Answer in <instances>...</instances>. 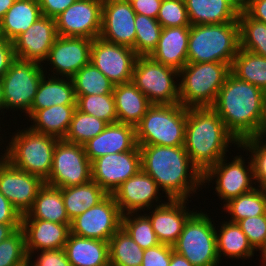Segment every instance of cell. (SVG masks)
I'll return each instance as SVG.
<instances>
[{"label": "cell", "instance_id": "61", "mask_svg": "<svg viewBox=\"0 0 266 266\" xmlns=\"http://www.w3.org/2000/svg\"><path fill=\"white\" fill-rule=\"evenodd\" d=\"M262 260V266H266V242L263 249L260 251Z\"/></svg>", "mask_w": 266, "mask_h": 266}, {"label": "cell", "instance_id": "55", "mask_svg": "<svg viewBox=\"0 0 266 266\" xmlns=\"http://www.w3.org/2000/svg\"><path fill=\"white\" fill-rule=\"evenodd\" d=\"M19 228H21V224H0V242L7 239Z\"/></svg>", "mask_w": 266, "mask_h": 266}, {"label": "cell", "instance_id": "27", "mask_svg": "<svg viewBox=\"0 0 266 266\" xmlns=\"http://www.w3.org/2000/svg\"><path fill=\"white\" fill-rule=\"evenodd\" d=\"M45 75L40 80L30 111L25 115L29 118L39 109L54 105H76L77 98L71 78L56 76L47 78Z\"/></svg>", "mask_w": 266, "mask_h": 266}, {"label": "cell", "instance_id": "52", "mask_svg": "<svg viewBox=\"0 0 266 266\" xmlns=\"http://www.w3.org/2000/svg\"><path fill=\"white\" fill-rule=\"evenodd\" d=\"M162 1L163 0H135L131 2V6L136 14L157 19Z\"/></svg>", "mask_w": 266, "mask_h": 266}, {"label": "cell", "instance_id": "33", "mask_svg": "<svg viewBox=\"0 0 266 266\" xmlns=\"http://www.w3.org/2000/svg\"><path fill=\"white\" fill-rule=\"evenodd\" d=\"M61 193L70 220L96 206L109 195L93 180L82 185L61 188Z\"/></svg>", "mask_w": 266, "mask_h": 266}, {"label": "cell", "instance_id": "53", "mask_svg": "<svg viewBox=\"0 0 266 266\" xmlns=\"http://www.w3.org/2000/svg\"><path fill=\"white\" fill-rule=\"evenodd\" d=\"M15 59L13 42L5 38L0 39V79Z\"/></svg>", "mask_w": 266, "mask_h": 266}, {"label": "cell", "instance_id": "9", "mask_svg": "<svg viewBox=\"0 0 266 266\" xmlns=\"http://www.w3.org/2000/svg\"><path fill=\"white\" fill-rule=\"evenodd\" d=\"M179 71L150 56H137L131 82L152 105H170L179 101ZM175 79V80H174Z\"/></svg>", "mask_w": 266, "mask_h": 266}, {"label": "cell", "instance_id": "31", "mask_svg": "<svg viewBox=\"0 0 266 266\" xmlns=\"http://www.w3.org/2000/svg\"><path fill=\"white\" fill-rule=\"evenodd\" d=\"M22 219H40L71 224L65 209L61 188L44 183L39 189L31 210L23 215Z\"/></svg>", "mask_w": 266, "mask_h": 266}, {"label": "cell", "instance_id": "15", "mask_svg": "<svg viewBox=\"0 0 266 266\" xmlns=\"http://www.w3.org/2000/svg\"><path fill=\"white\" fill-rule=\"evenodd\" d=\"M136 59L130 47L100 37L92 41L90 62L115 85L131 82Z\"/></svg>", "mask_w": 266, "mask_h": 266}, {"label": "cell", "instance_id": "58", "mask_svg": "<svg viewBox=\"0 0 266 266\" xmlns=\"http://www.w3.org/2000/svg\"><path fill=\"white\" fill-rule=\"evenodd\" d=\"M257 137H262V138L266 137V99H265L264 119H263L262 126L258 132Z\"/></svg>", "mask_w": 266, "mask_h": 266}, {"label": "cell", "instance_id": "24", "mask_svg": "<svg viewBox=\"0 0 266 266\" xmlns=\"http://www.w3.org/2000/svg\"><path fill=\"white\" fill-rule=\"evenodd\" d=\"M83 146L90 162L106 154L134 150L138 146L135 126L119 122L108 124L99 135Z\"/></svg>", "mask_w": 266, "mask_h": 266}, {"label": "cell", "instance_id": "8", "mask_svg": "<svg viewBox=\"0 0 266 266\" xmlns=\"http://www.w3.org/2000/svg\"><path fill=\"white\" fill-rule=\"evenodd\" d=\"M207 212L195 211L184 224L173 250L193 266H219L216 226Z\"/></svg>", "mask_w": 266, "mask_h": 266}, {"label": "cell", "instance_id": "47", "mask_svg": "<svg viewBox=\"0 0 266 266\" xmlns=\"http://www.w3.org/2000/svg\"><path fill=\"white\" fill-rule=\"evenodd\" d=\"M255 251H261L266 242V214L244 218L237 222Z\"/></svg>", "mask_w": 266, "mask_h": 266}, {"label": "cell", "instance_id": "10", "mask_svg": "<svg viewBox=\"0 0 266 266\" xmlns=\"http://www.w3.org/2000/svg\"><path fill=\"white\" fill-rule=\"evenodd\" d=\"M43 65L17 58L11 63L10 68L1 78L6 110L16 108L25 114L30 111L40 80L44 73H47Z\"/></svg>", "mask_w": 266, "mask_h": 266}, {"label": "cell", "instance_id": "56", "mask_svg": "<svg viewBox=\"0 0 266 266\" xmlns=\"http://www.w3.org/2000/svg\"><path fill=\"white\" fill-rule=\"evenodd\" d=\"M169 266H193L184 256L172 251Z\"/></svg>", "mask_w": 266, "mask_h": 266}, {"label": "cell", "instance_id": "5", "mask_svg": "<svg viewBox=\"0 0 266 266\" xmlns=\"http://www.w3.org/2000/svg\"><path fill=\"white\" fill-rule=\"evenodd\" d=\"M58 140L56 137L33 131L29 127L24 130L18 129L1 156L12 166L39 176L45 181L52 169L53 153Z\"/></svg>", "mask_w": 266, "mask_h": 266}, {"label": "cell", "instance_id": "51", "mask_svg": "<svg viewBox=\"0 0 266 266\" xmlns=\"http://www.w3.org/2000/svg\"><path fill=\"white\" fill-rule=\"evenodd\" d=\"M22 216L0 192V224H21Z\"/></svg>", "mask_w": 266, "mask_h": 266}, {"label": "cell", "instance_id": "22", "mask_svg": "<svg viewBox=\"0 0 266 266\" xmlns=\"http://www.w3.org/2000/svg\"><path fill=\"white\" fill-rule=\"evenodd\" d=\"M167 201L159 203V206L153 208L154 211L149 212L151 214L146 215L160 243L173 246L194 210L187 209L186 203L189 200L168 199Z\"/></svg>", "mask_w": 266, "mask_h": 266}, {"label": "cell", "instance_id": "48", "mask_svg": "<svg viewBox=\"0 0 266 266\" xmlns=\"http://www.w3.org/2000/svg\"><path fill=\"white\" fill-rule=\"evenodd\" d=\"M172 251L173 246L166 244L144 249L141 266H169Z\"/></svg>", "mask_w": 266, "mask_h": 266}, {"label": "cell", "instance_id": "21", "mask_svg": "<svg viewBox=\"0 0 266 266\" xmlns=\"http://www.w3.org/2000/svg\"><path fill=\"white\" fill-rule=\"evenodd\" d=\"M57 36L56 20L42 16L13 41L15 57L44 63Z\"/></svg>", "mask_w": 266, "mask_h": 266}, {"label": "cell", "instance_id": "60", "mask_svg": "<svg viewBox=\"0 0 266 266\" xmlns=\"http://www.w3.org/2000/svg\"><path fill=\"white\" fill-rule=\"evenodd\" d=\"M240 11L243 10L246 0H230Z\"/></svg>", "mask_w": 266, "mask_h": 266}, {"label": "cell", "instance_id": "14", "mask_svg": "<svg viewBox=\"0 0 266 266\" xmlns=\"http://www.w3.org/2000/svg\"><path fill=\"white\" fill-rule=\"evenodd\" d=\"M103 0H76L56 20L58 36L95 39L100 36Z\"/></svg>", "mask_w": 266, "mask_h": 266}, {"label": "cell", "instance_id": "2", "mask_svg": "<svg viewBox=\"0 0 266 266\" xmlns=\"http://www.w3.org/2000/svg\"><path fill=\"white\" fill-rule=\"evenodd\" d=\"M265 99L266 93L262 89L230 72L211 108L241 143L257 137L264 119Z\"/></svg>", "mask_w": 266, "mask_h": 266}, {"label": "cell", "instance_id": "39", "mask_svg": "<svg viewBox=\"0 0 266 266\" xmlns=\"http://www.w3.org/2000/svg\"><path fill=\"white\" fill-rule=\"evenodd\" d=\"M240 48L266 57V24L251 18L244 10L238 15Z\"/></svg>", "mask_w": 266, "mask_h": 266}, {"label": "cell", "instance_id": "29", "mask_svg": "<svg viewBox=\"0 0 266 266\" xmlns=\"http://www.w3.org/2000/svg\"><path fill=\"white\" fill-rule=\"evenodd\" d=\"M191 25L238 21L240 10L230 0H184Z\"/></svg>", "mask_w": 266, "mask_h": 266}, {"label": "cell", "instance_id": "30", "mask_svg": "<svg viewBox=\"0 0 266 266\" xmlns=\"http://www.w3.org/2000/svg\"><path fill=\"white\" fill-rule=\"evenodd\" d=\"M42 16L38 0H15L0 20L1 35L13 42Z\"/></svg>", "mask_w": 266, "mask_h": 266}, {"label": "cell", "instance_id": "59", "mask_svg": "<svg viewBox=\"0 0 266 266\" xmlns=\"http://www.w3.org/2000/svg\"><path fill=\"white\" fill-rule=\"evenodd\" d=\"M5 109L4 107V98H3V85H2V81L0 79V111H1V114L3 112V110Z\"/></svg>", "mask_w": 266, "mask_h": 266}, {"label": "cell", "instance_id": "62", "mask_svg": "<svg viewBox=\"0 0 266 266\" xmlns=\"http://www.w3.org/2000/svg\"><path fill=\"white\" fill-rule=\"evenodd\" d=\"M124 1H127L128 3H131V2H133L135 0H124Z\"/></svg>", "mask_w": 266, "mask_h": 266}, {"label": "cell", "instance_id": "46", "mask_svg": "<svg viewBox=\"0 0 266 266\" xmlns=\"http://www.w3.org/2000/svg\"><path fill=\"white\" fill-rule=\"evenodd\" d=\"M162 28L191 26L184 0H163L157 17Z\"/></svg>", "mask_w": 266, "mask_h": 266}, {"label": "cell", "instance_id": "19", "mask_svg": "<svg viewBox=\"0 0 266 266\" xmlns=\"http://www.w3.org/2000/svg\"><path fill=\"white\" fill-rule=\"evenodd\" d=\"M136 13L124 0H103L100 38L135 51Z\"/></svg>", "mask_w": 266, "mask_h": 266}, {"label": "cell", "instance_id": "28", "mask_svg": "<svg viewBox=\"0 0 266 266\" xmlns=\"http://www.w3.org/2000/svg\"><path fill=\"white\" fill-rule=\"evenodd\" d=\"M113 96L119 123L136 126L152 106L132 82L115 85Z\"/></svg>", "mask_w": 266, "mask_h": 266}, {"label": "cell", "instance_id": "37", "mask_svg": "<svg viewBox=\"0 0 266 266\" xmlns=\"http://www.w3.org/2000/svg\"><path fill=\"white\" fill-rule=\"evenodd\" d=\"M143 252L122 227L109 240L110 266H141Z\"/></svg>", "mask_w": 266, "mask_h": 266}, {"label": "cell", "instance_id": "25", "mask_svg": "<svg viewBox=\"0 0 266 266\" xmlns=\"http://www.w3.org/2000/svg\"><path fill=\"white\" fill-rule=\"evenodd\" d=\"M190 26L162 28L160 38L150 57L180 71L187 64Z\"/></svg>", "mask_w": 266, "mask_h": 266}, {"label": "cell", "instance_id": "20", "mask_svg": "<svg viewBox=\"0 0 266 266\" xmlns=\"http://www.w3.org/2000/svg\"><path fill=\"white\" fill-rule=\"evenodd\" d=\"M159 191L155 180L141 169L123 182L112 195L121 213L125 215L137 213L140 210L150 211L153 207L159 206L158 203L161 202L159 199L161 197L162 200L163 197L160 196ZM154 201L157 203L156 205H154Z\"/></svg>", "mask_w": 266, "mask_h": 266}, {"label": "cell", "instance_id": "41", "mask_svg": "<svg viewBox=\"0 0 266 266\" xmlns=\"http://www.w3.org/2000/svg\"><path fill=\"white\" fill-rule=\"evenodd\" d=\"M76 108L83 113L93 115L107 124L118 122L113 94L76 95Z\"/></svg>", "mask_w": 266, "mask_h": 266}, {"label": "cell", "instance_id": "13", "mask_svg": "<svg viewBox=\"0 0 266 266\" xmlns=\"http://www.w3.org/2000/svg\"><path fill=\"white\" fill-rule=\"evenodd\" d=\"M122 215L114 196L109 194L99 204L72 219L70 233L109 242L122 227Z\"/></svg>", "mask_w": 266, "mask_h": 266}, {"label": "cell", "instance_id": "18", "mask_svg": "<svg viewBox=\"0 0 266 266\" xmlns=\"http://www.w3.org/2000/svg\"><path fill=\"white\" fill-rule=\"evenodd\" d=\"M92 41L81 37L57 36L44 62L51 64V76L72 78L89 64Z\"/></svg>", "mask_w": 266, "mask_h": 266}, {"label": "cell", "instance_id": "44", "mask_svg": "<svg viewBox=\"0 0 266 266\" xmlns=\"http://www.w3.org/2000/svg\"><path fill=\"white\" fill-rule=\"evenodd\" d=\"M0 266H28V254L21 228L0 242Z\"/></svg>", "mask_w": 266, "mask_h": 266}, {"label": "cell", "instance_id": "43", "mask_svg": "<svg viewBox=\"0 0 266 266\" xmlns=\"http://www.w3.org/2000/svg\"><path fill=\"white\" fill-rule=\"evenodd\" d=\"M122 228L143 250L161 244L146 213L122 215Z\"/></svg>", "mask_w": 266, "mask_h": 266}, {"label": "cell", "instance_id": "38", "mask_svg": "<svg viewBox=\"0 0 266 266\" xmlns=\"http://www.w3.org/2000/svg\"><path fill=\"white\" fill-rule=\"evenodd\" d=\"M75 95L113 94L115 84L112 83L91 62L83 66L72 78Z\"/></svg>", "mask_w": 266, "mask_h": 266}, {"label": "cell", "instance_id": "23", "mask_svg": "<svg viewBox=\"0 0 266 266\" xmlns=\"http://www.w3.org/2000/svg\"><path fill=\"white\" fill-rule=\"evenodd\" d=\"M28 260L42 250L64 248L70 234V224H60L40 219H21Z\"/></svg>", "mask_w": 266, "mask_h": 266}, {"label": "cell", "instance_id": "11", "mask_svg": "<svg viewBox=\"0 0 266 266\" xmlns=\"http://www.w3.org/2000/svg\"><path fill=\"white\" fill-rule=\"evenodd\" d=\"M91 180V162L84 146L59 139L53 153L52 169L45 183L64 188L82 185Z\"/></svg>", "mask_w": 266, "mask_h": 266}, {"label": "cell", "instance_id": "54", "mask_svg": "<svg viewBox=\"0 0 266 266\" xmlns=\"http://www.w3.org/2000/svg\"><path fill=\"white\" fill-rule=\"evenodd\" d=\"M243 10L251 18L266 24V0H246Z\"/></svg>", "mask_w": 266, "mask_h": 266}, {"label": "cell", "instance_id": "7", "mask_svg": "<svg viewBox=\"0 0 266 266\" xmlns=\"http://www.w3.org/2000/svg\"><path fill=\"white\" fill-rule=\"evenodd\" d=\"M188 107L152 105L135 126L137 145L184 146Z\"/></svg>", "mask_w": 266, "mask_h": 266}, {"label": "cell", "instance_id": "45", "mask_svg": "<svg viewBox=\"0 0 266 266\" xmlns=\"http://www.w3.org/2000/svg\"><path fill=\"white\" fill-rule=\"evenodd\" d=\"M266 138L252 137L240 143L238 148L249 151L253 162L257 186L266 188Z\"/></svg>", "mask_w": 266, "mask_h": 266}, {"label": "cell", "instance_id": "26", "mask_svg": "<svg viewBox=\"0 0 266 266\" xmlns=\"http://www.w3.org/2000/svg\"><path fill=\"white\" fill-rule=\"evenodd\" d=\"M64 250L72 266H110L109 242L69 234Z\"/></svg>", "mask_w": 266, "mask_h": 266}, {"label": "cell", "instance_id": "32", "mask_svg": "<svg viewBox=\"0 0 266 266\" xmlns=\"http://www.w3.org/2000/svg\"><path fill=\"white\" fill-rule=\"evenodd\" d=\"M76 105H54L37 110L29 119L33 131L44 133L57 139H64L70 128Z\"/></svg>", "mask_w": 266, "mask_h": 266}, {"label": "cell", "instance_id": "16", "mask_svg": "<svg viewBox=\"0 0 266 266\" xmlns=\"http://www.w3.org/2000/svg\"><path fill=\"white\" fill-rule=\"evenodd\" d=\"M141 169L139 146L127 152L106 154L91 162L92 180L108 194Z\"/></svg>", "mask_w": 266, "mask_h": 266}, {"label": "cell", "instance_id": "6", "mask_svg": "<svg viewBox=\"0 0 266 266\" xmlns=\"http://www.w3.org/2000/svg\"><path fill=\"white\" fill-rule=\"evenodd\" d=\"M230 73L224 62L187 63L180 71L179 101L184 107H211Z\"/></svg>", "mask_w": 266, "mask_h": 266}, {"label": "cell", "instance_id": "1", "mask_svg": "<svg viewBox=\"0 0 266 266\" xmlns=\"http://www.w3.org/2000/svg\"><path fill=\"white\" fill-rule=\"evenodd\" d=\"M138 146L142 170L164 191L166 200H188L203 186V174L191 162L184 146Z\"/></svg>", "mask_w": 266, "mask_h": 266}, {"label": "cell", "instance_id": "57", "mask_svg": "<svg viewBox=\"0 0 266 266\" xmlns=\"http://www.w3.org/2000/svg\"><path fill=\"white\" fill-rule=\"evenodd\" d=\"M15 0H0V20L13 5Z\"/></svg>", "mask_w": 266, "mask_h": 266}, {"label": "cell", "instance_id": "42", "mask_svg": "<svg viewBox=\"0 0 266 266\" xmlns=\"http://www.w3.org/2000/svg\"><path fill=\"white\" fill-rule=\"evenodd\" d=\"M135 53L137 56H150L157 47L162 26L157 19L136 14Z\"/></svg>", "mask_w": 266, "mask_h": 266}, {"label": "cell", "instance_id": "34", "mask_svg": "<svg viewBox=\"0 0 266 266\" xmlns=\"http://www.w3.org/2000/svg\"><path fill=\"white\" fill-rule=\"evenodd\" d=\"M216 229L217 255L221 261V256L249 260L254 256L255 250L250 245L247 236L237 223L224 220L220 229Z\"/></svg>", "mask_w": 266, "mask_h": 266}, {"label": "cell", "instance_id": "12", "mask_svg": "<svg viewBox=\"0 0 266 266\" xmlns=\"http://www.w3.org/2000/svg\"><path fill=\"white\" fill-rule=\"evenodd\" d=\"M248 158L250 162L248 161L246 166L245 158L241 155H236L229 163H226L228 160L223 157L203 173V185H209L215 179V191L221 201L224 200L223 203L253 190L256 188L253 162L250 155Z\"/></svg>", "mask_w": 266, "mask_h": 266}, {"label": "cell", "instance_id": "4", "mask_svg": "<svg viewBox=\"0 0 266 266\" xmlns=\"http://www.w3.org/2000/svg\"><path fill=\"white\" fill-rule=\"evenodd\" d=\"M239 48L238 21L191 25L187 63L224 62L231 67Z\"/></svg>", "mask_w": 266, "mask_h": 266}, {"label": "cell", "instance_id": "17", "mask_svg": "<svg viewBox=\"0 0 266 266\" xmlns=\"http://www.w3.org/2000/svg\"><path fill=\"white\" fill-rule=\"evenodd\" d=\"M0 157V192L23 216L31 210L45 181L12 166L5 158Z\"/></svg>", "mask_w": 266, "mask_h": 266}, {"label": "cell", "instance_id": "49", "mask_svg": "<svg viewBox=\"0 0 266 266\" xmlns=\"http://www.w3.org/2000/svg\"><path fill=\"white\" fill-rule=\"evenodd\" d=\"M38 254L35 261H33L34 263L28 260V266H72L67 259L64 248L42 250L38 251Z\"/></svg>", "mask_w": 266, "mask_h": 266}, {"label": "cell", "instance_id": "50", "mask_svg": "<svg viewBox=\"0 0 266 266\" xmlns=\"http://www.w3.org/2000/svg\"><path fill=\"white\" fill-rule=\"evenodd\" d=\"M76 0H38L43 16L56 18Z\"/></svg>", "mask_w": 266, "mask_h": 266}, {"label": "cell", "instance_id": "3", "mask_svg": "<svg viewBox=\"0 0 266 266\" xmlns=\"http://www.w3.org/2000/svg\"><path fill=\"white\" fill-rule=\"evenodd\" d=\"M229 142L240 146L211 107H188L184 148L202 174L228 157V147L232 146Z\"/></svg>", "mask_w": 266, "mask_h": 266}, {"label": "cell", "instance_id": "40", "mask_svg": "<svg viewBox=\"0 0 266 266\" xmlns=\"http://www.w3.org/2000/svg\"><path fill=\"white\" fill-rule=\"evenodd\" d=\"M108 124L93 115L74 111L70 128L64 140L70 143L84 145L90 139L99 135Z\"/></svg>", "mask_w": 266, "mask_h": 266}, {"label": "cell", "instance_id": "35", "mask_svg": "<svg viewBox=\"0 0 266 266\" xmlns=\"http://www.w3.org/2000/svg\"><path fill=\"white\" fill-rule=\"evenodd\" d=\"M230 72L266 93V57L239 48Z\"/></svg>", "mask_w": 266, "mask_h": 266}, {"label": "cell", "instance_id": "36", "mask_svg": "<svg viewBox=\"0 0 266 266\" xmlns=\"http://www.w3.org/2000/svg\"><path fill=\"white\" fill-rule=\"evenodd\" d=\"M224 212L231 215L229 222L237 223L244 218L266 214V188L256 186L224 203Z\"/></svg>", "mask_w": 266, "mask_h": 266}]
</instances>
